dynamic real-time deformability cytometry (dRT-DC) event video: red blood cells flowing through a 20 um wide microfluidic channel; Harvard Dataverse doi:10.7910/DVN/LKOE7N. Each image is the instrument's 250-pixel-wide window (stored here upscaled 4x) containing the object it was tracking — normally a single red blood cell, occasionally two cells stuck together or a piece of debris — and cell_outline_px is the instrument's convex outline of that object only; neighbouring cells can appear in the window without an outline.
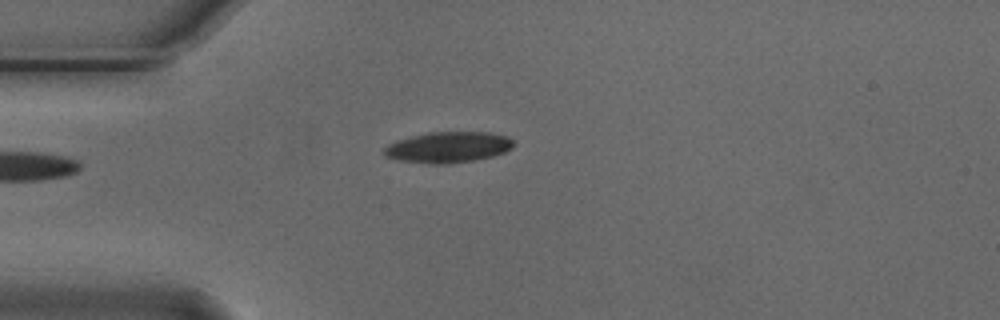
{"species": "Egyptian fruit bat (a non-hibernating species)", "species_latin": "Rousettus aegyptiacus", "temperature_condition": "cold", "stored_images_in_passage": 4, "camera_frame_rate_fps": 3000, "um_per_image_px": 0.085, "animal": {"sex": "male"}, "frame": {"image": 1, "passage_image": 4, "time_ms": 1.0, "image_size_px": [1000, 320], "cell_outline_px": [[516, 144], [512, 148], [504, 152], [492, 156], [476, 160], [448, 164], [428, 164], [400, 160], [384, 156], [384, 148], [388, 144], [396, 140], [428, 132], [492, 132], [508, 136]], "centroid_in_image_um": [38.11, 12.51], "position_along_channel_um": 46.9, "area_um2": 23.52}}